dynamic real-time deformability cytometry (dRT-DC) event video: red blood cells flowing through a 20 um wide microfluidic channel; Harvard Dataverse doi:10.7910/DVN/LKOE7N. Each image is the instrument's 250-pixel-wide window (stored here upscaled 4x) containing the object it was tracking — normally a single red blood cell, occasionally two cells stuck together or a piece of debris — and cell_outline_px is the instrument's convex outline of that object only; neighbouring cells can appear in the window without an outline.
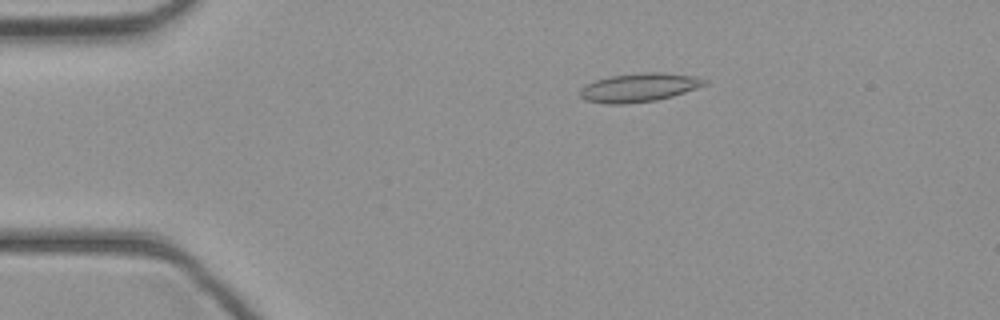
{"species": "common noctule bat (a hibernating species)", "species_latin": "Nyctalus noctula", "temperature_condition": "cold", "stored_images_in_passage": 45, "camera_frame_rate_fps": 3000, "um_per_image_px": 0.085, "animal": {"sex": "female", "body_mass_g": 21.9}, "frame": {"image": 1, "passage_image": 9, "time_ms": 2.667, "image_size_px": [1000, 320], "cell_outline_px": [[708, 84], [672, 96], [656, 100], [628, 104], [608, 104], [584, 100], [580, 96], [580, 88], [596, 80], [612, 76], [644, 72], [656, 72], [696, 76], [708, 80]], "centroid_in_image_um": [54.33, 7.44], "position_along_channel_um": 30.7, "area_um2": 20.69}}
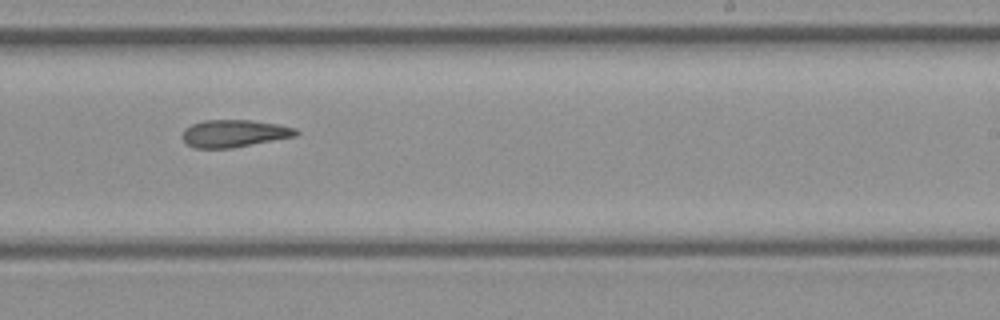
{"frame": {"image": 2, "passage_image": 28, "time_ms": 9.0, "image_size_px": [1000, 320], "cell_outline_px": [[300, 132], [296, 136], [232, 148], [192, 148], [180, 136], [184, 128], [192, 124], [204, 120], [252, 120], [276, 124], [296, 128]], "centroid_in_image_um": [19.88, 11.34], "position_along_channel_um": 269.1, "area_um2": 18.21}}
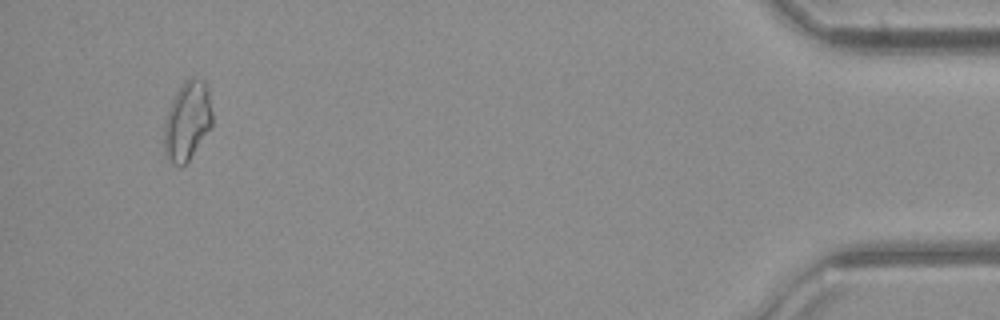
{"frame": {"image": 3, "passage_image": 43, "time_ms": 14.0, "image_size_px": [1000, 320], "cell_outline_px": [[212, 128], [188, 160], [180, 168], [172, 164], [168, 160], [164, 152], [164, 124], [172, 100], [176, 92], [184, 80], [192, 76], [204, 80], [208, 88], [212, 112]], "centroid_in_image_um": [15.93, 10.28], "position_along_channel_um": 419.3, "area_um2": 22.43}}